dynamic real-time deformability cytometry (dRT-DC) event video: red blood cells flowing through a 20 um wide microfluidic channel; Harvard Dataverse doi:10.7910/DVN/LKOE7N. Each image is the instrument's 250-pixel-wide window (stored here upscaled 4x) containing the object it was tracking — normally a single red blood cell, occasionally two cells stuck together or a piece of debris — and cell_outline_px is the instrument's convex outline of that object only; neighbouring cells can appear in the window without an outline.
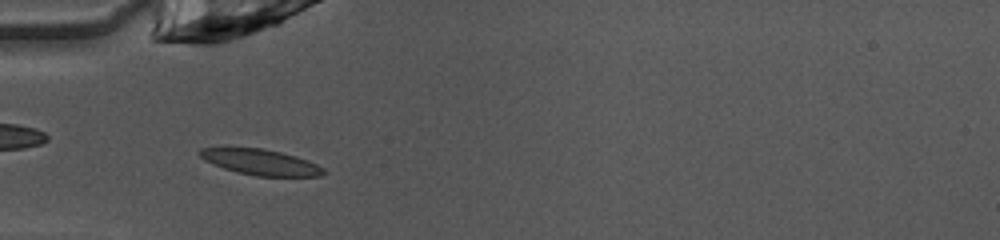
{"species": "common noctule bat (a hibernating species)", "species_latin": "Nyctalus noctula", "temperature_condition": "warm", "stored_images_in_passage": 35, "camera_frame_rate_fps": 3000, "um_per_image_px": 0.085, "animal": {"sex": "female", "body_mass_g": 10.0, "forearm_length_mm": 53.1}, "frame": {"image": 1, "passage_image": 2, "time_ms": 0.333, "image_size_px": [1000, 240], "cell_outline_px": [[328, 172], [324, 176], [256, 176], [236, 172], [212, 164], [204, 160], [196, 152], [200, 148], [224, 144], [228, 144], [264, 148], [296, 156], [316, 164], [324, 168]], "centroid_in_image_um": [22.03, 13.72], "position_along_channel_um": 63.0, "area_um2": 19.59}}
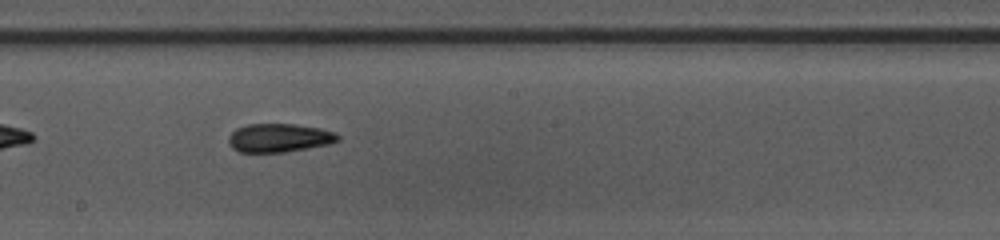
{"frame": {"image": 2, "passage_image": 14, "time_ms": 4.333, "image_size_px": [1000, 240], "cell_outline_px": [[340, 140], [328, 144], [308, 148], [284, 152], [240, 152], [232, 148], [228, 144], [228, 140], [232, 132], [236, 128], [248, 124], [296, 124], [320, 128], [336, 132], [340, 136]], "centroid_in_image_um": [23.74, 11.71], "position_along_channel_um": 224.5, "area_um2": 18.26}}
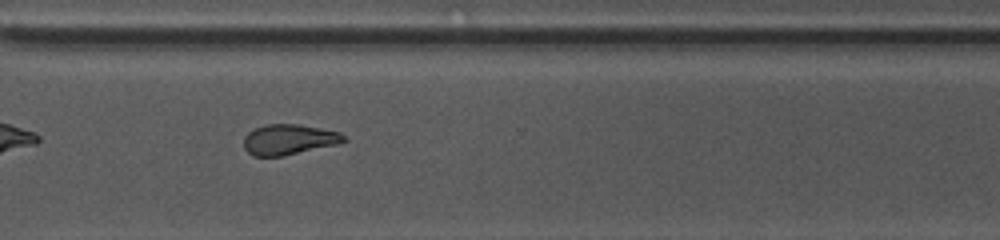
{"frame": {"image": 3, "passage_image": 23, "time_ms": 7.333, "image_size_px": [1000, 240], "cell_outline_px": [[348, 140], [340, 144], [280, 156], [252, 156], [244, 148], [244, 136], [248, 132], [264, 124], [300, 124], [340, 132], [348, 136]], "centroid_in_image_um": [24.59, 11.85], "position_along_channel_um": 346.0, "area_um2": 17.92}, "authors_computed_cell_mechanics": {"area_um2": 18.2648, "velocity_mm_per_s": 4.0596, "shape_relaxation_time_tau1_ms": 7.6134, "shape_relaxation_time_tau2_ms": 3.2001, "deformation_change_tau1": 0.1991, "deformation_change_tau2": 0.1095}}